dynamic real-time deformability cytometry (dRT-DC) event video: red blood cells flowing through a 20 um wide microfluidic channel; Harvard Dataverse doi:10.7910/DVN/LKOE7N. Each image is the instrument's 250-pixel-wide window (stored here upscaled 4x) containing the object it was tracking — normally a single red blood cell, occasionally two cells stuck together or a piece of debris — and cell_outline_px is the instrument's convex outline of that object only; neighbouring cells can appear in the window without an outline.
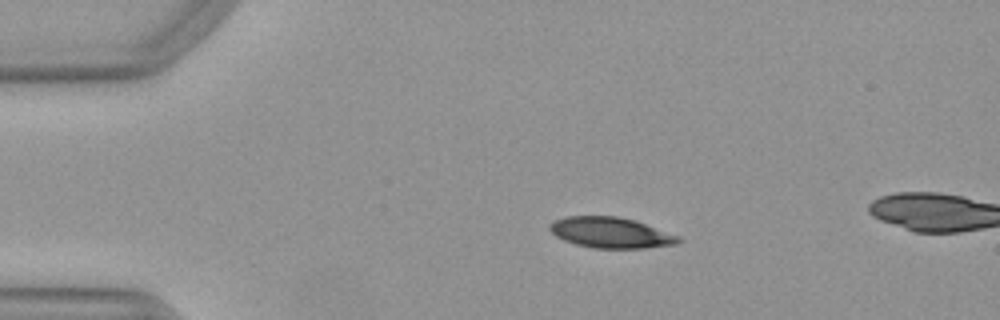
{"species": "Egyptian fruit bat (a non-hibernating species)", "species_latin": "Rousettus aegyptiacus", "temperature_condition": "warm", "stored_images_in_passage": 16, "camera_frame_rate_fps": 3000, "um_per_image_px": 0.085, "animal": {"sex": "female"}, "frame": {"image": 1, "passage_image": 10, "time_ms": 3.0, "image_size_px": [1000, 320], "cell_outline_px": [[684, 240], [676, 244], [644, 248], [592, 248], [576, 244], [564, 240], [556, 236], [548, 228], [548, 224], [564, 216], [616, 216], [636, 220], [680, 236]], "centroid_in_image_um": [51.93, 19.77], "position_along_channel_um": 33.1, "area_um2": 23.18}}